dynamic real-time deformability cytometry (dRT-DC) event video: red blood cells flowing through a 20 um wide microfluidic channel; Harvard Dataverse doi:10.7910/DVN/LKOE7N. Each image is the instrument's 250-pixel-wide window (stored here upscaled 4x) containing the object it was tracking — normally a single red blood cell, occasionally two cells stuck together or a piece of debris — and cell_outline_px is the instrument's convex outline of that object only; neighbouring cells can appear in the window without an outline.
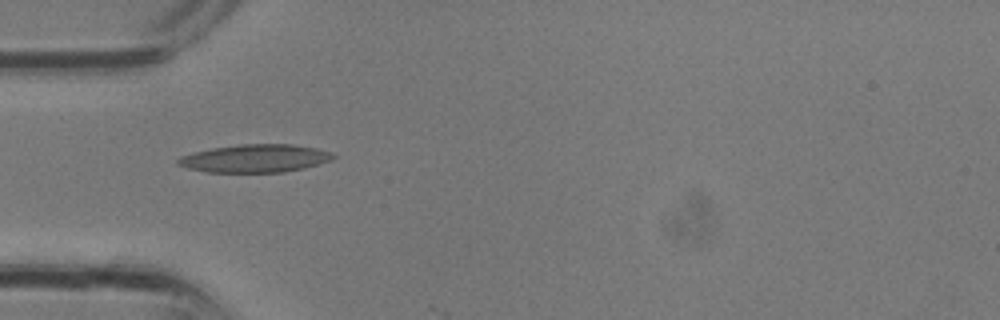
{"species": "common noctule bat (a hibernating species)", "species_latin": "Nyctalus noctula", "temperature_condition": "room temperature", "stored_images_in_passage": 2, "camera_frame_rate_fps": 3000, "um_per_image_px": 0.085, "animal": {"sex": "male", "body_mass_g": 13.3}, "frame": {"image": 1, "passage_image": 1, "time_ms": 0.0, "image_size_px": [1000, 320], "cell_outline_px": [[336, 156], [332, 160], [304, 168], [284, 172], [208, 172], [188, 168], [176, 164], [176, 160], [180, 156], [192, 152], [212, 148], [240, 144], [292, 144], [316, 148], [332, 152]], "centroid_in_image_um": [21.68, 13.46], "position_along_channel_um": 63.3, "area_um2": 25.37}}